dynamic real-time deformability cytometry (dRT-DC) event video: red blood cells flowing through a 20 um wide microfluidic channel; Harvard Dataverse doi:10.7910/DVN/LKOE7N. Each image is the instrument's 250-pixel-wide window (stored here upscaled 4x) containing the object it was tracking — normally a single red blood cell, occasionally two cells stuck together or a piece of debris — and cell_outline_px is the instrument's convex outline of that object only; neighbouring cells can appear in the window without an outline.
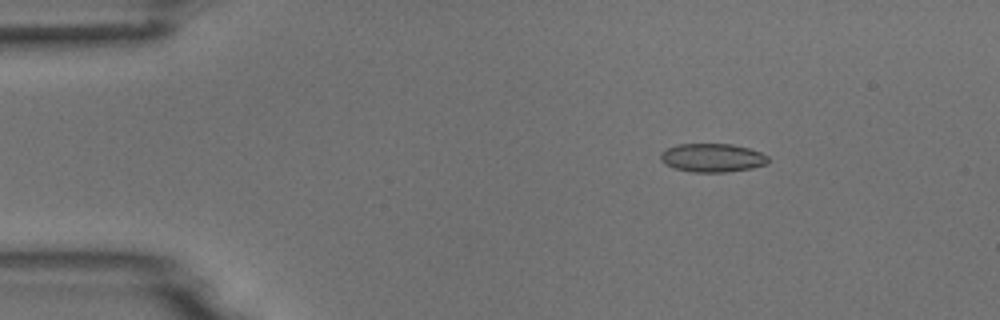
{"species": "common noctule bat (a hibernating species)", "species_latin": "Nyctalus noctula", "temperature_condition": "room temperature", "stored_images_in_passage": 4, "camera_frame_rate_fps": 3000, "um_per_image_px": 0.085, "animal": {"sex": "male", "body_mass_g": 18.8}, "frame": {"image": 1, "passage_image": 2, "time_ms": 1.333, "image_size_px": [1000, 320], "cell_outline_px": [[768, 164], [752, 168], [724, 172], [692, 172], [672, 168], [664, 164], [660, 160], [660, 152], [676, 144], [732, 144], [748, 148], [760, 152], [768, 156]], "centroid_in_image_um": [60.52, 13.41], "position_along_channel_um": 24.5, "area_um2": 18.03}}